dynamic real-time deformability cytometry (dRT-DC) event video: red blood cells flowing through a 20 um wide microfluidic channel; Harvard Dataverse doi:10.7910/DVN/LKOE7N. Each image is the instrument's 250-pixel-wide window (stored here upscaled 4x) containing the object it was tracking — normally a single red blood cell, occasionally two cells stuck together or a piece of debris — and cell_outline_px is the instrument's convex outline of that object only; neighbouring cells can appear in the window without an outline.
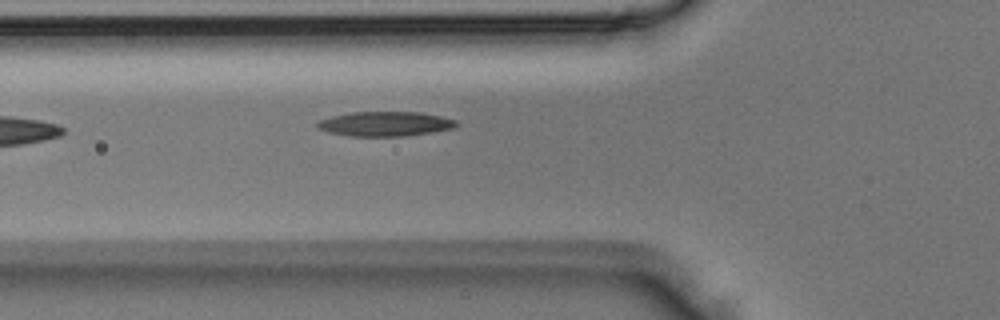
{"species": "Egyptian fruit bat (a non-hibernating species)", "species_latin": "Rousettus aegyptiacus", "temperature_condition": "room temperature", "stored_images_in_passage": 5, "camera_frame_rate_fps": 3000, "um_per_image_px": 0.085, "animal": {"sex": "male"}, "frame": {"image": 1, "passage_image": 5, "time_ms": 1.333, "image_size_px": [1000, 320], "cell_outline_px": [[456, 124], [452, 128], [432, 132], [404, 136], [348, 136], [328, 132], [320, 128], [316, 124], [316, 120], [332, 116], [352, 112], [420, 112], [440, 116], [456, 120]], "centroid_in_image_um": [32.69, 10.52], "position_along_channel_um": 93.1, "area_um2": 19.83}}